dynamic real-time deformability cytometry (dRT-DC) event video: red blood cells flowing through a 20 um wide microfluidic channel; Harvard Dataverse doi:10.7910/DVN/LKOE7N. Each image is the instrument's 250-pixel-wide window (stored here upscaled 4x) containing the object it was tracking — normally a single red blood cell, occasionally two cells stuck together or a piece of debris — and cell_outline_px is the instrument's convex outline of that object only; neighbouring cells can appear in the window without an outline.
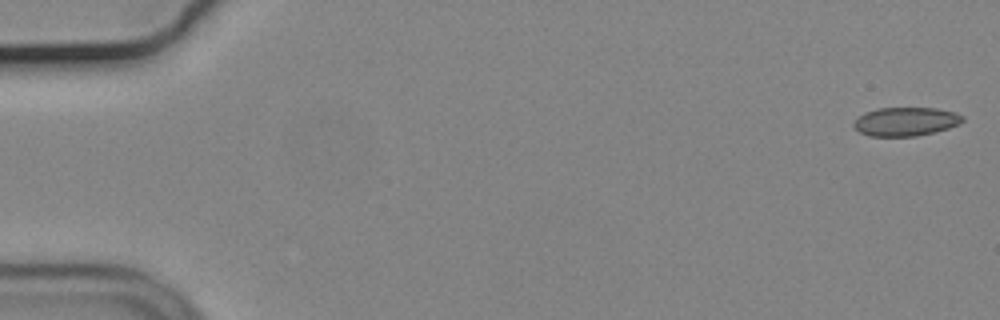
{"species": "common noctule bat (a hibernating species)", "species_latin": "Nyctalus noctula", "temperature_condition": "cold", "stored_images_in_passage": 15, "camera_frame_rate_fps": 3000, "um_per_image_px": 0.085, "animal": {"sex": "male", "body_mass_g": 19.2, "forearm_length_mm": 51.8}, "frame": {"image": 1, "passage_image": 1, "time_ms": 0.0, "image_size_px": [1000, 320], "cell_outline_px": [[964, 120], [960, 124], [948, 128], [916, 136], [868, 136], [860, 132], [852, 124], [864, 112], [880, 108], [936, 108], [956, 112], [964, 116]], "centroid_in_image_um": [77.01, 10.33], "position_along_channel_um": 8.0, "area_um2": 18.15}}
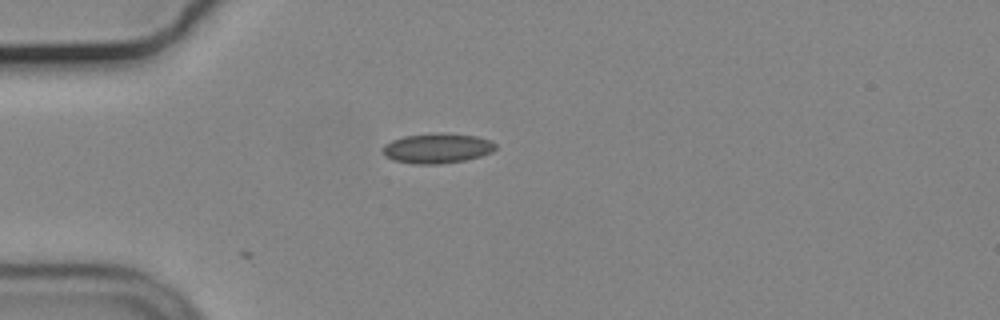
{"frame": {"image": 2, "passage_image": 15, "time_ms": 4.667, "image_size_px": [1000, 320], "cell_outline_px": [[496, 148], [492, 152], [480, 156], [464, 160], [440, 164], [416, 164], [392, 160], [384, 156], [384, 144], [392, 140], [404, 136], [436, 132], [444, 132], [476, 136], [492, 140], [496, 144]], "centroid_in_image_um": [37.17, 12.59], "position_along_channel_um": 47.8, "area_um2": 19.88}}